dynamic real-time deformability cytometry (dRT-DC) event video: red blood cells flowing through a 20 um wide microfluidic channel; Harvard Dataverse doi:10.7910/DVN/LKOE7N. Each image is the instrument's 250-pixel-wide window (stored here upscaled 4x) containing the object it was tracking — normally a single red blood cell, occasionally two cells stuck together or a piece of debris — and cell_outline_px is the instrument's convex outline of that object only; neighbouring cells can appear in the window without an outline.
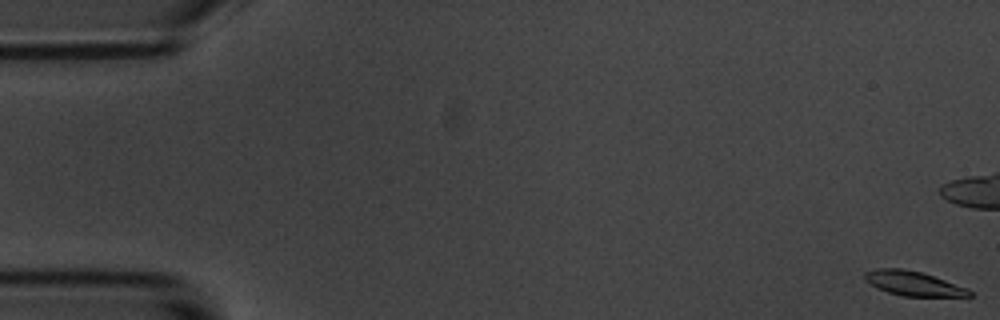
{"species": "common noctule bat (a hibernating species)", "species_latin": "Nyctalus noctula", "temperature_condition": "room temperature", "stored_images_in_passage": 58, "camera_frame_rate_fps": 3000, "um_per_image_px": 0.085, "animal": {"sex": "male", "body_mass_g": 20.1, "forearm_length_mm": 53.5}, "frame": {"image": 1, "passage_image": 1, "time_ms": 0.0, "image_size_px": [1000, 320], "cell_outline_px": [[972, 296], [968, 300], [904, 296], [888, 292], [876, 288], [864, 280], [864, 272], [880, 268], [900, 268], [920, 272], [968, 288], [972, 292]], "centroid_in_image_um": [77.78, 24.17], "position_along_channel_um": 7.2, "area_um2": 15.72}, "authors_computed_cell_mechanics": {"area_um2": 16.0684, "velocity_mm_per_s": 3.5369, "shape_relaxation_time_tau1_ms": 2.1542, "shape_relaxation_time_tau2_ms": null, "deformation_change_tau1": 0.1377, "deformation_change_tau2": null}}